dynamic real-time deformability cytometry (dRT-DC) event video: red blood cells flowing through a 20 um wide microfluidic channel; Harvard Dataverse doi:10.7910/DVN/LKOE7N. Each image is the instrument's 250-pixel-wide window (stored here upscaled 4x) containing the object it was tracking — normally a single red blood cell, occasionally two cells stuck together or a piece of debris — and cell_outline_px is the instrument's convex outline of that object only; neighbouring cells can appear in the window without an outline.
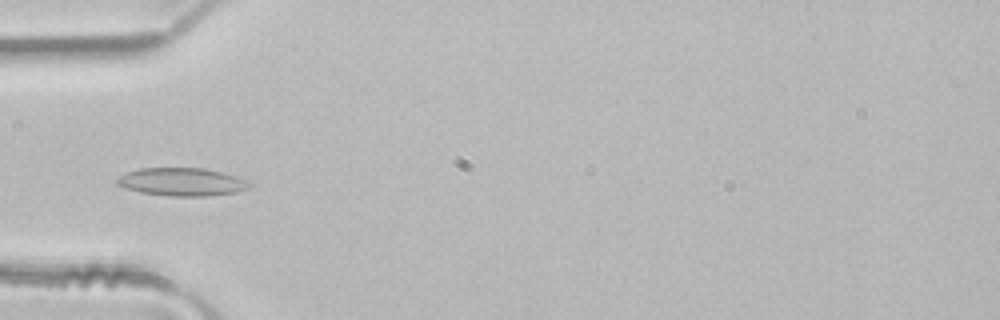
{"species": "common noctule bat (a hibernating species)", "species_latin": "Nyctalus noctula", "temperature_condition": "room temperature", "stored_images_in_passage": 4, "camera_frame_rate_fps": 3000, "um_per_image_px": 0.085, "animal": {"sex": "male", "body_mass_g": 21.5, "forearm_length_mm": 52.0}, "frame": {"image": 1, "passage_image": 1, "time_ms": 0.0, "image_size_px": [1000, 320], "cell_outline_px": [[252, 184], [248, 188], [236, 192], [208, 196], [168, 196], [140, 192], [124, 188], [116, 184], [116, 180], [120, 176], [128, 172], [140, 168], [204, 168], [220, 172], [244, 180]], "centroid_in_image_um": [15.41, 15.47], "position_along_channel_um": 69.6, "area_um2": 21.39}}